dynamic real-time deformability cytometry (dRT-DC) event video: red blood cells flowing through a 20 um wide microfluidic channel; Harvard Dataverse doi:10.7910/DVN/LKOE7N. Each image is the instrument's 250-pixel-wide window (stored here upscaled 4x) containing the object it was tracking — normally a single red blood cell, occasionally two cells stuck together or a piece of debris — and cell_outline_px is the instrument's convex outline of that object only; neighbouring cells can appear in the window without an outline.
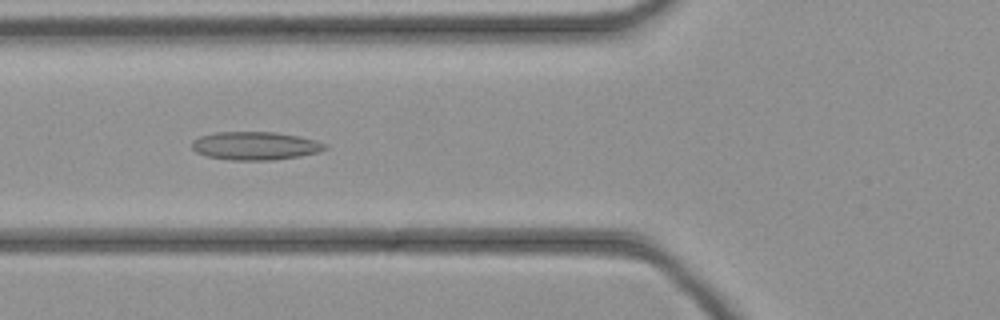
{"species": "common noctule bat (a hibernating species)", "species_latin": "Nyctalus noctula", "temperature_condition": "cold", "stored_images_in_passage": 44, "camera_frame_rate_fps": 3000, "um_per_image_px": 0.085, "animal": {"sex": "female", "body_mass_g": 21.9}, "frame": {"image": 1, "passage_image": 16, "time_ms": 5.0, "image_size_px": [1000, 320], "cell_outline_px": [[328, 148], [320, 152], [300, 156], [272, 160], [232, 160], [208, 156], [196, 152], [192, 148], [192, 140], [200, 136], [216, 132], [276, 132], [300, 136], [316, 140], [328, 144]], "centroid_in_image_um": [21.74, 12.39], "position_along_channel_um": 104.1, "area_um2": 22.02}}
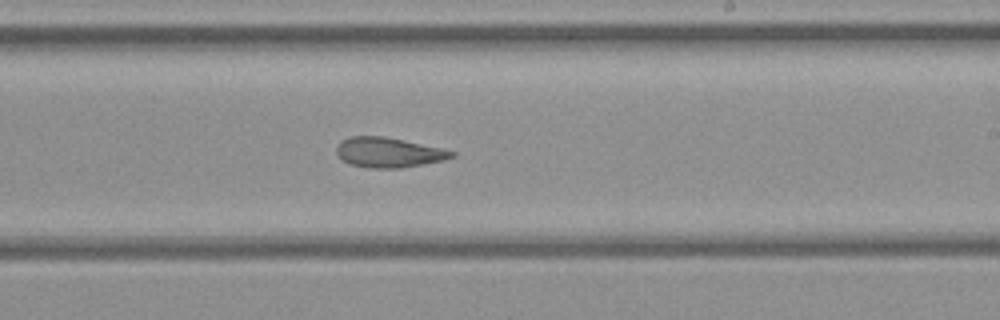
{"frame": {"image": 2, "passage_image": 26, "time_ms": 8.333, "image_size_px": [1000, 320], "cell_outline_px": [[456, 156], [444, 160], [400, 168], [368, 168], [348, 164], [340, 160], [336, 152], [336, 148], [340, 140], [348, 136], [384, 136], [444, 148], [456, 152]], "centroid_in_image_um": [33.0, 12.95], "position_along_channel_um": 256.0, "area_um2": 20.46}}
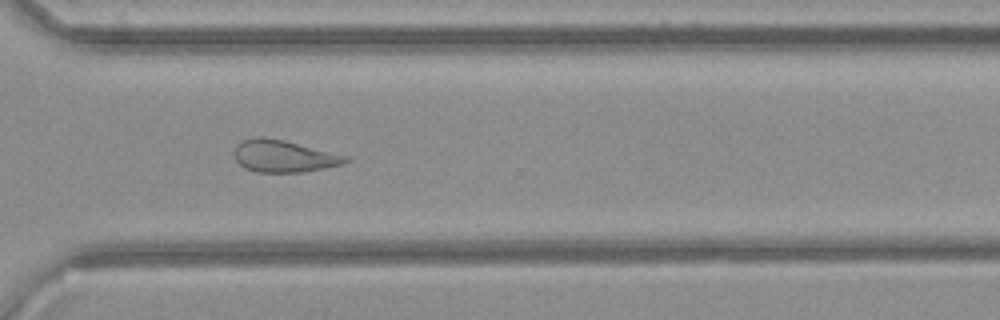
{"frame": {"image": 3, "passage_image": 32, "time_ms": 10.333, "image_size_px": [1000, 320], "cell_outline_px": [[352, 160], [344, 164], [304, 172], [256, 172], [244, 168], [236, 160], [232, 152], [236, 144], [240, 140], [256, 136], [264, 136], [284, 140], [348, 156]], "centroid_in_image_um": [24.08, 13.26], "position_along_channel_um": 346.5, "area_um2": 21.15}}